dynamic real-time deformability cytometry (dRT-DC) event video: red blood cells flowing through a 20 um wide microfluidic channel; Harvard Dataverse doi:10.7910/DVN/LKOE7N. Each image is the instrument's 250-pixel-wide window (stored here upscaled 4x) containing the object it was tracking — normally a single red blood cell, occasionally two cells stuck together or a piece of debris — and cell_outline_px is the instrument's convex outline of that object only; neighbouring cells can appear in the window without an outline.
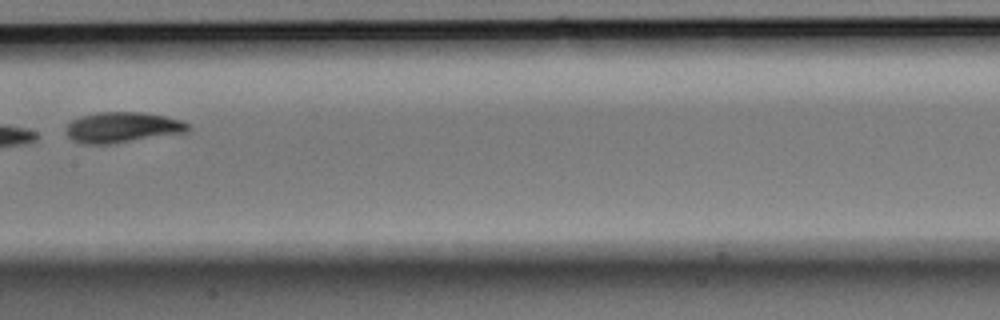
{"species": "Egyptian fruit bat (a non-hibernating species)", "species_latin": "Rousettus aegyptiacus", "temperature_condition": "room temperature", "stored_images_in_passage": 9, "camera_frame_rate_fps": 3000, "um_per_image_px": 0.085, "animal": {"sex": "male"}, "frame": {"image": 1, "passage_image": 6, "time_ms": 1.667, "image_size_px": [1000, 320], "cell_outline_px": [[192, 128], [188, 132], [116, 144], [80, 144], [72, 140], [64, 132], [68, 124], [72, 120], [80, 116], [96, 112], [144, 112], [184, 120], [192, 124]], "centroid_in_image_um": [10.45, 10.84], "position_along_channel_um": 197.0, "area_um2": 22.43}}
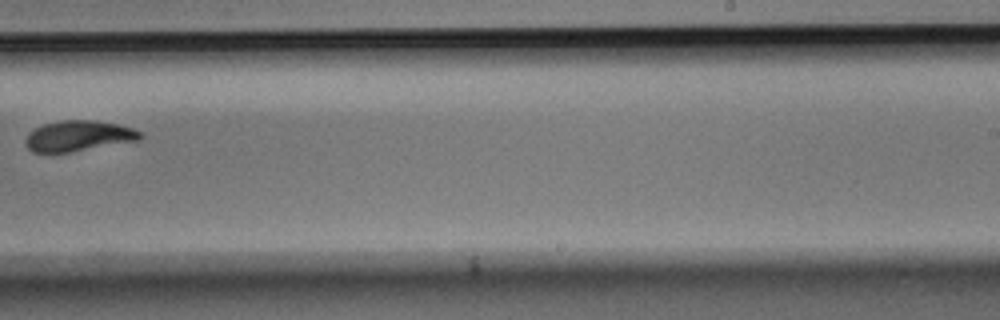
{"frame": {"image": 2, "passage_image": 8, "time_ms": 2.333, "image_size_px": [1000, 320], "cell_outline_px": [[144, 136], [140, 140], [68, 152], [32, 152], [24, 144], [24, 140], [36, 128], [44, 124], [60, 120], [96, 120], [116, 124], [132, 128], [140, 132]], "centroid_in_image_um": [6.68, 11.55], "position_along_channel_um": 282.3, "area_um2": 20.23}}
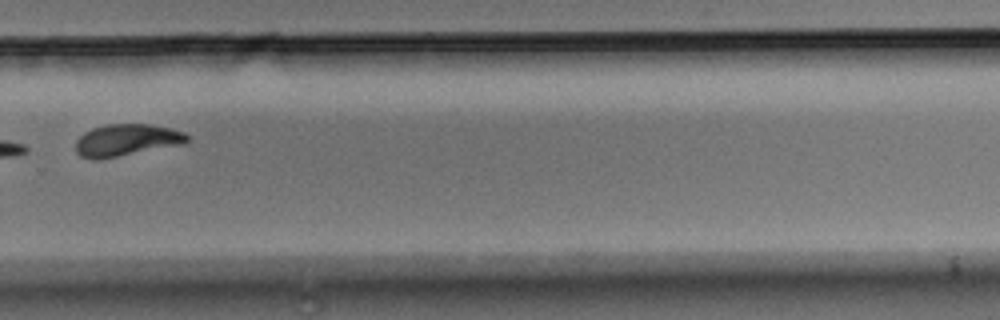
{"frame": {"image": 3, "passage_image": 9, "time_ms": 2.667, "image_size_px": [1000, 320], "cell_outline_px": [[188, 140], [184, 144], [96, 160], [92, 160], [80, 156], [76, 152], [76, 140], [84, 132], [92, 128], [108, 124], [152, 124], [184, 132], [188, 136]], "centroid_in_image_um": [10.73, 11.91], "position_along_channel_um": 319.1, "area_um2": 20.69}}